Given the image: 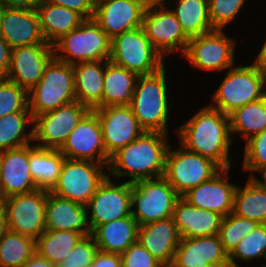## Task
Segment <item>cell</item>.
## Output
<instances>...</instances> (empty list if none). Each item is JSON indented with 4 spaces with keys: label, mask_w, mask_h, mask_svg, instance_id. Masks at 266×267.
Returning a JSON list of instances; mask_svg holds the SVG:
<instances>
[{
    "label": "cell",
    "mask_w": 266,
    "mask_h": 267,
    "mask_svg": "<svg viewBox=\"0 0 266 267\" xmlns=\"http://www.w3.org/2000/svg\"><path fill=\"white\" fill-rule=\"evenodd\" d=\"M174 130L185 149L212 160L221 169L232 168L229 115L206 104Z\"/></svg>",
    "instance_id": "6da1fadb"
},
{
    "label": "cell",
    "mask_w": 266,
    "mask_h": 267,
    "mask_svg": "<svg viewBox=\"0 0 266 267\" xmlns=\"http://www.w3.org/2000/svg\"><path fill=\"white\" fill-rule=\"evenodd\" d=\"M169 136L162 132L145 131L110 157L108 176L116 181L126 176L129 179L124 182L132 184L164 176L166 154L171 144Z\"/></svg>",
    "instance_id": "7a4b0ae2"
},
{
    "label": "cell",
    "mask_w": 266,
    "mask_h": 267,
    "mask_svg": "<svg viewBox=\"0 0 266 267\" xmlns=\"http://www.w3.org/2000/svg\"><path fill=\"white\" fill-rule=\"evenodd\" d=\"M166 66L156 73L139 76L130 107L140 126L147 132L169 134L171 105Z\"/></svg>",
    "instance_id": "3957f363"
},
{
    "label": "cell",
    "mask_w": 266,
    "mask_h": 267,
    "mask_svg": "<svg viewBox=\"0 0 266 267\" xmlns=\"http://www.w3.org/2000/svg\"><path fill=\"white\" fill-rule=\"evenodd\" d=\"M223 77L208 105L227 115L266 95V73L254 60L235 64Z\"/></svg>",
    "instance_id": "277c9868"
},
{
    "label": "cell",
    "mask_w": 266,
    "mask_h": 267,
    "mask_svg": "<svg viewBox=\"0 0 266 267\" xmlns=\"http://www.w3.org/2000/svg\"><path fill=\"white\" fill-rule=\"evenodd\" d=\"M76 101L73 65L53 57L43 75L28 92L32 118Z\"/></svg>",
    "instance_id": "5b68a950"
},
{
    "label": "cell",
    "mask_w": 266,
    "mask_h": 267,
    "mask_svg": "<svg viewBox=\"0 0 266 267\" xmlns=\"http://www.w3.org/2000/svg\"><path fill=\"white\" fill-rule=\"evenodd\" d=\"M53 50L56 59L70 65L110 61L111 39L93 18L85 19L78 28L57 40Z\"/></svg>",
    "instance_id": "8992f818"
},
{
    "label": "cell",
    "mask_w": 266,
    "mask_h": 267,
    "mask_svg": "<svg viewBox=\"0 0 266 267\" xmlns=\"http://www.w3.org/2000/svg\"><path fill=\"white\" fill-rule=\"evenodd\" d=\"M110 61L138 76L156 73L166 64L146 37L142 26L123 32L111 40Z\"/></svg>",
    "instance_id": "52a82bcc"
},
{
    "label": "cell",
    "mask_w": 266,
    "mask_h": 267,
    "mask_svg": "<svg viewBox=\"0 0 266 267\" xmlns=\"http://www.w3.org/2000/svg\"><path fill=\"white\" fill-rule=\"evenodd\" d=\"M226 29H214L202 35L190 38L188 47L181 58L203 72H221L237 64L235 62L236 38H232Z\"/></svg>",
    "instance_id": "ba28073f"
},
{
    "label": "cell",
    "mask_w": 266,
    "mask_h": 267,
    "mask_svg": "<svg viewBox=\"0 0 266 267\" xmlns=\"http://www.w3.org/2000/svg\"><path fill=\"white\" fill-rule=\"evenodd\" d=\"M179 197L164 176L137 181L132 184V216L139 226L172 217Z\"/></svg>",
    "instance_id": "9c48e42d"
},
{
    "label": "cell",
    "mask_w": 266,
    "mask_h": 267,
    "mask_svg": "<svg viewBox=\"0 0 266 267\" xmlns=\"http://www.w3.org/2000/svg\"><path fill=\"white\" fill-rule=\"evenodd\" d=\"M171 143L166 154L164 177L182 197L202 182L210 180L221 168L212 160Z\"/></svg>",
    "instance_id": "30bf717a"
},
{
    "label": "cell",
    "mask_w": 266,
    "mask_h": 267,
    "mask_svg": "<svg viewBox=\"0 0 266 267\" xmlns=\"http://www.w3.org/2000/svg\"><path fill=\"white\" fill-rule=\"evenodd\" d=\"M108 175L107 166L93 161L64 159L51 193L86 205Z\"/></svg>",
    "instance_id": "8fae6325"
},
{
    "label": "cell",
    "mask_w": 266,
    "mask_h": 267,
    "mask_svg": "<svg viewBox=\"0 0 266 267\" xmlns=\"http://www.w3.org/2000/svg\"><path fill=\"white\" fill-rule=\"evenodd\" d=\"M142 28L150 43L166 61L174 53H180L182 57L188 47L190 39L183 32L170 6L164 2L146 8Z\"/></svg>",
    "instance_id": "7c38bea8"
},
{
    "label": "cell",
    "mask_w": 266,
    "mask_h": 267,
    "mask_svg": "<svg viewBox=\"0 0 266 267\" xmlns=\"http://www.w3.org/2000/svg\"><path fill=\"white\" fill-rule=\"evenodd\" d=\"M2 201L8 230L34 240L46 230L47 190L37 189L2 199Z\"/></svg>",
    "instance_id": "4fadbf2b"
},
{
    "label": "cell",
    "mask_w": 266,
    "mask_h": 267,
    "mask_svg": "<svg viewBox=\"0 0 266 267\" xmlns=\"http://www.w3.org/2000/svg\"><path fill=\"white\" fill-rule=\"evenodd\" d=\"M132 183L116 182L108 175L85 205L91 232L99 225L132 215Z\"/></svg>",
    "instance_id": "5bb4252c"
},
{
    "label": "cell",
    "mask_w": 266,
    "mask_h": 267,
    "mask_svg": "<svg viewBox=\"0 0 266 267\" xmlns=\"http://www.w3.org/2000/svg\"><path fill=\"white\" fill-rule=\"evenodd\" d=\"M90 109L74 101L33 118V143L41 148L60 150L72 130Z\"/></svg>",
    "instance_id": "9a60e30c"
},
{
    "label": "cell",
    "mask_w": 266,
    "mask_h": 267,
    "mask_svg": "<svg viewBox=\"0 0 266 267\" xmlns=\"http://www.w3.org/2000/svg\"><path fill=\"white\" fill-rule=\"evenodd\" d=\"M61 154L72 160L93 161L109 165L98 114L90 110L72 130L60 149Z\"/></svg>",
    "instance_id": "2e32d148"
},
{
    "label": "cell",
    "mask_w": 266,
    "mask_h": 267,
    "mask_svg": "<svg viewBox=\"0 0 266 267\" xmlns=\"http://www.w3.org/2000/svg\"><path fill=\"white\" fill-rule=\"evenodd\" d=\"M95 111L98 114L106 154L109 157L145 132L130 106H107L97 108Z\"/></svg>",
    "instance_id": "e0dca14e"
},
{
    "label": "cell",
    "mask_w": 266,
    "mask_h": 267,
    "mask_svg": "<svg viewBox=\"0 0 266 267\" xmlns=\"http://www.w3.org/2000/svg\"><path fill=\"white\" fill-rule=\"evenodd\" d=\"M53 57L51 44L12 48L10 67L4 77L29 92L38 84L46 65Z\"/></svg>",
    "instance_id": "ac0fdd59"
},
{
    "label": "cell",
    "mask_w": 266,
    "mask_h": 267,
    "mask_svg": "<svg viewBox=\"0 0 266 267\" xmlns=\"http://www.w3.org/2000/svg\"><path fill=\"white\" fill-rule=\"evenodd\" d=\"M231 169H221L210 180L202 182L182 197L195 207L214 211L226 217L233 212L234 196L238 186L229 178Z\"/></svg>",
    "instance_id": "d6986e66"
},
{
    "label": "cell",
    "mask_w": 266,
    "mask_h": 267,
    "mask_svg": "<svg viewBox=\"0 0 266 267\" xmlns=\"http://www.w3.org/2000/svg\"><path fill=\"white\" fill-rule=\"evenodd\" d=\"M146 7L135 0H97L93 19L112 40L141 27Z\"/></svg>",
    "instance_id": "ffe728a7"
},
{
    "label": "cell",
    "mask_w": 266,
    "mask_h": 267,
    "mask_svg": "<svg viewBox=\"0 0 266 267\" xmlns=\"http://www.w3.org/2000/svg\"><path fill=\"white\" fill-rule=\"evenodd\" d=\"M172 267H230L219 235L181 237Z\"/></svg>",
    "instance_id": "44dd1931"
},
{
    "label": "cell",
    "mask_w": 266,
    "mask_h": 267,
    "mask_svg": "<svg viewBox=\"0 0 266 267\" xmlns=\"http://www.w3.org/2000/svg\"><path fill=\"white\" fill-rule=\"evenodd\" d=\"M2 199L37 190L29 168V145L0 152Z\"/></svg>",
    "instance_id": "7402d4cb"
},
{
    "label": "cell",
    "mask_w": 266,
    "mask_h": 267,
    "mask_svg": "<svg viewBox=\"0 0 266 267\" xmlns=\"http://www.w3.org/2000/svg\"><path fill=\"white\" fill-rule=\"evenodd\" d=\"M0 35L11 48L49 44L42 34L36 10L6 8Z\"/></svg>",
    "instance_id": "603a6c76"
},
{
    "label": "cell",
    "mask_w": 266,
    "mask_h": 267,
    "mask_svg": "<svg viewBox=\"0 0 266 267\" xmlns=\"http://www.w3.org/2000/svg\"><path fill=\"white\" fill-rule=\"evenodd\" d=\"M180 239L172 217L138 227L137 240L161 264L172 265Z\"/></svg>",
    "instance_id": "cb8c5ba5"
},
{
    "label": "cell",
    "mask_w": 266,
    "mask_h": 267,
    "mask_svg": "<svg viewBox=\"0 0 266 267\" xmlns=\"http://www.w3.org/2000/svg\"><path fill=\"white\" fill-rule=\"evenodd\" d=\"M172 218L181 237L218 235L223 216L190 204L183 197L175 203Z\"/></svg>",
    "instance_id": "d4e9b609"
},
{
    "label": "cell",
    "mask_w": 266,
    "mask_h": 267,
    "mask_svg": "<svg viewBox=\"0 0 266 267\" xmlns=\"http://www.w3.org/2000/svg\"><path fill=\"white\" fill-rule=\"evenodd\" d=\"M46 230H70L91 234L86 206L69 199L59 197L47 190L45 208Z\"/></svg>",
    "instance_id": "484cf974"
},
{
    "label": "cell",
    "mask_w": 266,
    "mask_h": 267,
    "mask_svg": "<svg viewBox=\"0 0 266 267\" xmlns=\"http://www.w3.org/2000/svg\"><path fill=\"white\" fill-rule=\"evenodd\" d=\"M73 71L76 101L90 110L102 108L105 61L77 63Z\"/></svg>",
    "instance_id": "4316f807"
},
{
    "label": "cell",
    "mask_w": 266,
    "mask_h": 267,
    "mask_svg": "<svg viewBox=\"0 0 266 267\" xmlns=\"http://www.w3.org/2000/svg\"><path fill=\"white\" fill-rule=\"evenodd\" d=\"M138 227L137 221L131 215L99 225L91 235L98 250L121 255L137 241Z\"/></svg>",
    "instance_id": "83f0119b"
},
{
    "label": "cell",
    "mask_w": 266,
    "mask_h": 267,
    "mask_svg": "<svg viewBox=\"0 0 266 267\" xmlns=\"http://www.w3.org/2000/svg\"><path fill=\"white\" fill-rule=\"evenodd\" d=\"M40 28L47 43L53 45L85 20L79 13L63 6L41 0L37 6Z\"/></svg>",
    "instance_id": "f1b7e54d"
},
{
    "label": "cell",
    "mask_w": 266,
    "mask_h": 267,
    "mask_svg": "<svg viewBox=\"0 0 266 267\" xmlns=\"http://www.w3.org/2000/svg\"><path fill=\"white\" fill-rule=\"evenodd\" d=\"M138 75L105 61L102 108L107 106H130Z\"/></svg>",
    "instance_id": "f546056e"
},
{
    "label": "cell",
    "mask_w": 266,
    "mask_h": 267,
    "mask_svg": "<svg viewBox=\"0 0 266 267\" xmlns=\"http://www.w3.org/2000/svg\"><path fill=\"white\" fill-rule=\"evenodd\" d=\"M65 157L60 150L29 144V168L38 189L50 191L57 183Z\"/></svg>",
    "instance_id": "4dcf8cb0"
},
{
    "label": "cell",
    "mask_w": 266,
    "mask_h": 267,
    "mask_svg": "<svg viewBox=\"0 0 266 267\" xmlns=\"http://www.w3.org/2000/svg\"><path fill=\"white\" fill-rule=\"evenodd\" d=\"M168 1V2H166ZM175 14L183 32L190 39L214 30L209 17L208 0H163Z\"/></svg>",
    "instance_id": "1f68e13d"
},
{
    "label": "cell",
    "mask_w": 266,
    "mask_h": 267,
    "mask_svg": "<svg viewBox=\"0 0 266 267\" xmlns=\"http://www.w3.org/2000/svg\"><path fill=\"white\" fill-rule=\"evenodd\" d=\"M84 237L82 233L70 230H45L35 240L36 253L52 264H63L75 245Z\"/></svg>",
    "instance_id": "d6a6232c"
},
{
    "label": "cell",
    "mask_w": 266,
    "mask_h": 267,
    "mask_svg": "<svg viewBox=\"0 0 266 267\" xmlns=\"http://www.w3.org/2000/svg\"><path fill=\"white\" fill-rule=\"evenodd\" d=\"M230 132L244 139L245 143L251 137L260 134L266 129V95L254 102L235 109L229 114Z\"/></svg>",
    "instance_id": "836d02e7"
},
{
    "label": "cell",
    "mask_w": 266,
    "mask_h": 267,
    "mask_svg": "<svg viewBox=\"0 0 266 267\" xmlns=\"http://www.w3.org/2000/svg\"><path fill=\"white\" fill-rule=\"evenodd\" d=\"M246 178L244 185L237 186L232 213L266 224V191L253 178Z\"/></svg>",
    "instance_id": "e575fe53"
},
{
    "label": "cell",
    "mask_w": 266,
    "mask_h": 267,
    "mask_svg": "<svg viewBox=\"0 0 266 267\" xmlns=\"http://www.w3.org/2000/svg\"><path fill=\"white\" fill-rule=\"evenodd\" d=\"M31 143H33L31 112H15L0 118V152L21 148Z\"/></svg>",
    "instance_id": "d590c367"
},
{
    "label": "cell",
    "mask_w": 266,
    "mask_h": 267,
    "mask_svg": "<svg viewBox=\"0 0 266 267\" xmlns=\"http://www.w3.org/2000/svg\"><path fill=\"white\" fill-rule=\"evenodd\" d=\"M35 253L33 238L10 230L0 238V267H22Z\"/></svg>",
    "instance_id": "8d00e7d4"
},
{
    "label": "cell",
    "mask_w": 266,
    "mask_h": 267,
    "mask_svg": "<svg viewBox=\"0 0 266 267\" xmlns=\"http://www.w3.org/2000/svg\"><path fill=\"white\" fill-rule=\"evenodd\" d=\"M257 259L266 261V224H259L251 233L241 239L228 255L230 267H240L241 263L250 264ZM240 264H239V263Z\"/></svg>",
    "instance_id": "74e56055"
},
{
    "label": "cell",
    "mask_w": 266,
    "mask_h": 267,
    "mask_svg": "<svg viewBox=\"0 0 266 267\" xmlns=\"http://www.w3.org/2000/svg\"><path fill=\"white\" fill-rule=\"evenodd\" d=\"M258 225L257 221L233 213L223 217L218 235L224 251L229 255L241 239L251 233Z\"/></svg>",
    "instance_id": "f35d334b"
},
{
    "label": "cell",
    "mask_w": 266,
    "mask_h": 267,
    "mask_svg": "<svg viewBox=\"0 0 266 267\" xmlns=\"http://www.w3.org/2000/svg\"><path fill=\"white\" fill-rule=\"evenodd\" d=\"M15 112H30L28 92L8 80L0 77V118Z\"/></svg>",
    "instance_id": "ab89813d"
},
{
    "label": "cell",
    "mask_w": 266,
    "mask_h": 267,
    "mask_svg": "<svg viewBox=\"0 0 266 267\" xmlns=\"http://www.w3.org/2000/svg\"><path fill=\"white\" fill-rule=\"evenodd\" d=\"M242 169L249 178L266 169V129L244 143Z\"/></svg>",
    "instance_id": "60d3db41"
},
{
    "label": "cell",
    "mask_w": 266,
    "mask_h": 267,
    "mask_svg": "<svg viewBox=\"0 0 266 267\" xmlns=\"http://www.w3.org/2000/svg\"><path fill=\"white\" fill-rule=\"evenodd\" d=\"M247 0H208L209 17L214 29H227L237 21ZM240 14V15H239Z\"/></svg>",
    "instance_id": "b9f144b4"
},
{
    "label": "cell",
    "mask_w": 266,
    "mask_h": 267,
    "mask_svg": "<svg viewBox=\"0 0 266 267\" xmlns=\"http://www.w3.org/2000/svg\"><path fill=\"white\" fill-rule=\"evenodd\" d=\"M98 251L92 235L84 236L75 245L71 254L64 260L63 265L71 267H89Z\"/></svg>",
    "instance_id": "7bdbcfd3"
},
{
    "label": "cell",
    "mask_w": 266,
    "mask_h": 267,
    "mask_svg": "<svg viewBox=\"0 0 266 267\" xmlns=\"http://www.w3.org/2000/svg\"><path fill=\"white\" fill-rule=\"evenodd\" d=\"M122 267H158L161 263L137 240L122 254Z\"/></svg>",
    "instance_id": "ee69618b"
},
{
    "label": "cell",
    "mask_w": 266,
    "mask_h": 267,
    "mask_svg": "<svg viewBox=\"0 0 266 267\" xmlns=\"http://www.w3.org/2000/svg\"><path fill=\"white\" fill-rule=\"evenodd\" d=\"M57 6H63L79 13L84 19H92L95 0H47Z\"/></svg>",
    "instance_id": "f6af8a7d"
},
{
    "label": "cell",
    "mask_w": 266,
    "mask_h": 267,
    "mask_svg": "<svg viewBox=\"0 0 266 267\" xmlns=\"http://www.w3.org/2000/svg\"><path fill=\"white\" fill-rule=\"evenodd\" d=\"M89 267H122L121 255L98 250Z\"/></svg>",
    "instance_id": "bcb514c9"
},
{
    "label": "cell",
    "mask_w": 266,
    "mask_h": 267,
    "mask_svg": "<svg viewBox=\"0 0 266 267\" xmlns=\"http://www.w3.org/2000/svg\"><path fill=\"white\" fill-rule=\"evenodd\" d=\"M12 48L0 35V77L5 76L10 67Z\"/></svg>",
    "instance_id": "7dc6e473"
},
{
    "label": "cell",
    "mask_w": 266,
    "mask_h": 267,
    "mask_svg": "<svg viewBox=\"0 0 266 267\" xmlns=\"http://www.w3.org/2000/svg\"><path fill=\"white\" fill-rule=\"evenodd\" d=\"M7 8L36 10L41 0H0Z\"/></svg>",
    "instance_id": "c3c4849f"
},
{
    "label": "cell",
    "mask_w": 266,
    "mask_h": 267,
    "mask_svg": "<svg viewBox=\"0 0 266 267\" xmlns=\"http://www.w3.org/2000/svg\"><path fill=\"white\" fill-rule=\"evenodd\" d=\"M22 267H55V265L35 253Z\"/></svg>",
    "instance_id": "681fc988"
},
{
    "label": "cell",
    "mask_w": 266,
    "mask_h": 267,
    "mask_svg": "<svg viewBox=\"0 0 266 267\" xmlns=\"http://www.w3.org/2000/svg\"><path fill=\"white\" fill-rule=\"evenodd\" d=\"M254 59V61L260 66V68L266 73V39Z\"/></svg>",
    "instance_id": "f907efd6"
},
{
    "label": "cell",
    "mask_w": 266,
    "mask_h": 267,
    "mask_svg": "<svg viewBox=\"0 0 266 267\" xmlns=\"http://www.w3.org/2000/svg\"><path fill=\"white\" fill-rule=\"evenodd\" d=\"M8 230L3 201L0 200V238Z\"/></svg>",
    "instance_id": "816d5d0a"
},
{
    "label": "cell",
    "mask_w": 266,
    "mask_h": 267,
    "mask_svg": "<svg viewBox=\"0 0 266 267\" xmlns=\"http://www.w3.org/2000/svg\"><path fill=\"white\" fill-rule=\"evenodd\" d=\"M256 175H261V177ZM252 178L266 191V169L259 171Z\"/></svg>",
    "instance_id": "f5cc1de1"
},
{
    "label": "cell",
    "mask_w": 266,
    "mask_h": 267,
    "mask_svg": "<svg viewBox=\"0 0 266 267\" xmlns=\"http://www.w3.org/2000/svg\"><path fill=\"white\" fill-rule=\"evenodd\" d=\"M135 1L143 4L146 8L163 2V0H135Z\"/></svg>",
    "instance_id": "db71d44e"
},
{
    "label": "cell",
    "mask_w": 266,
    "mask_h": 267,
    "mask_svg": "<svg viewBox=\"0 0 266 267\" xmlns=\"http://www.w3.org/2000/svg\"><path fill=\"white\" fill-rule=\"evenodd\" d=\"M6 8L7 7L0 1V28H1L2 18H3Z\"/></svg>",
    "instance_id": "11a10c76"
},
{
    "label": "cell",
    "mask_w": 266,
    "mask_h": 267,
    "mask_svg": "<svg viewBox=\"0 0 266 267\" xmlns=\"http://www.w3.org/2000/svg\"><path fill=\"white\" fill-rule=\"evenodd\" d=\"M0 169H1V162H0ZM0 181H1V175H0ZM0 200H2L1 182H0Z\"/></svg>",
    "instance_id": "9f6ffc18"
},
{
    "label": "cell",
    "mask_w": 266,
    "mask_h": 267,
    "mask_svg": "<svg viewBox=\"0 0 266 267\" xmlns=\"http://www.w3.org/2000/svg\"><path fill=\"white\" fill-rule=\"evenodd\" d=\"M158 267H172V265H170V264H161V265L158 266Z\"/></svg>",
    "instance_id": "6f0895ef"
},
{
    "label": "cell",
    "mask_w": 266,
    "mask_h": 267,
    "mask_svg": "<svg viewBox=\"0 0 266 267\" xmlns=\"http://www.w3.org/2000/svg\"><path fill=\"white\" fill-rule=\"evenodd\" d=\"M55 267H71V266L60 264V265H56Z\"/></svg>",
    "instance_id": "680465c9"
},
{
    "label": "cell",
    "mask_w": 266,
    "mask_h": 267,
    "mask_svg": "<svg viewBox=\"0 0 266 267\" xmlns=\"http://www.w3.org/2000/svg\"><path fill=\"white\" fill-rule=\"evenodd\" d=\"M242 267H244V265ZM249 267H252V266H249ZM260 267H266V266L264 264H262V265H260Z\"/></svg>",
    "instance_id": "91938a15"
}]
</instances>
